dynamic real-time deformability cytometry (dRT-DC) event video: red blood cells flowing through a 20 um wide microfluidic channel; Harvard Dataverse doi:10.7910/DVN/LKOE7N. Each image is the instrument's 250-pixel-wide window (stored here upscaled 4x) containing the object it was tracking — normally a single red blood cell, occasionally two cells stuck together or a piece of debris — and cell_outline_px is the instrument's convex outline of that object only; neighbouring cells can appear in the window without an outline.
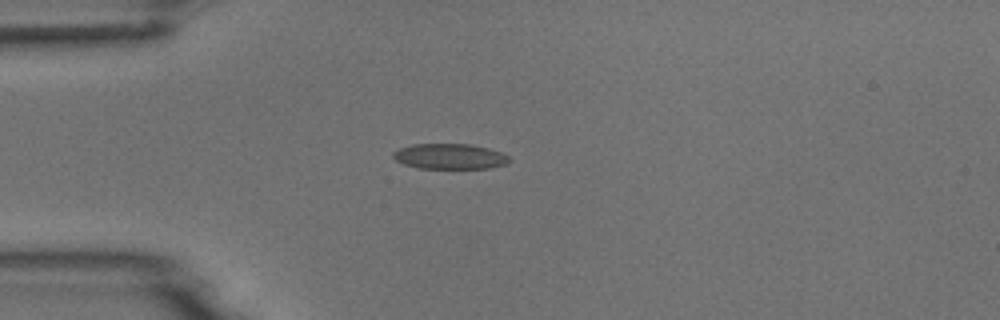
{"species": "common noctule bat (a hibernating species)", "species_latin": "Nyctalus noctula", "temperature_condition": "room temperature", "stored_images_in_passage": 3, "camera_frame_rate_fps": 3000, "um_per_image_px": 0.085, "animal": {"sex": "male", "body_mass_g": 18.8}, "frame": {"image": 1, "passage_image": 3, "time_ms": 2.667, "image_size_px": [1000, 320], "cell_outline_px": [[508, 164], [488, 168], [420, 168], [404, 164], [396, 160], [392, 156], [392, 152], [400, 148], [412, 144], [472, 144], [488, 148], [500, 152], [508, 156]], "centroid_in_image_um": [38.22, 13.29], "position_along_channel_um": 46.8, "area_um2": 17.11}}